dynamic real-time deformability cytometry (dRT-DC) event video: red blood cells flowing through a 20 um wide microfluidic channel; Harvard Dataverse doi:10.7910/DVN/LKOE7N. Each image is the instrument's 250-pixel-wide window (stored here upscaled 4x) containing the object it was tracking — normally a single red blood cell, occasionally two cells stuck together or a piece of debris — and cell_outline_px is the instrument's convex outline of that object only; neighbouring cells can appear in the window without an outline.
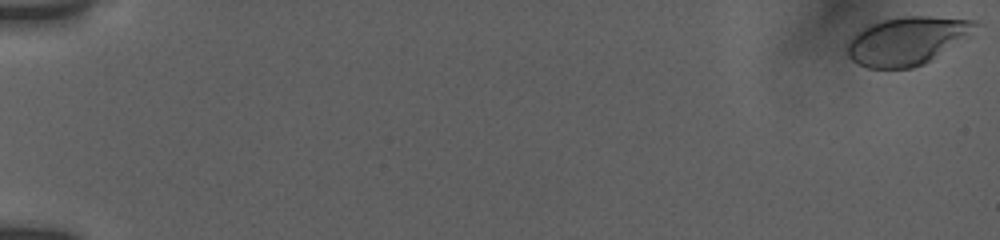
{"species": "human", "species_latin": "Homo sapiens", "temperature_condition": "room temperature", "stored_images_in_passage": 36, "camera_frame_rate_fps": 3000, "um_per_image_px": 0.085, "donor": {"sex": "female"}, "frame": {"image": 1, "passage_image": 1, "time_ms": 0.0, "image_size_px": [1000, 240], "cell_outline_px": [[984, 24], [968, 36], [924, 64], [912, 68], [868, 68], [852, 60], [848, 56], [848, 44], [852, 36], [864, 28], [872, 24], [884, 20], [904, 16], [928, 16], [976, 20]], "centroid_in_image_um": [77.16, 3.46], "position_along_channel_um": 7.8, "area_um2": 35.55}}
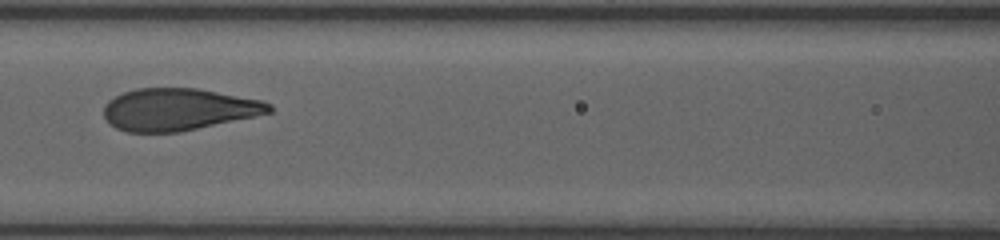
{"frame": {"image": 2, "passage_image": 20, "time_ms": 9.0, "image_size_px": [1000, 240], "cell_outline_px": [[272, 112], [180, 132], [128, 132], [116, 128], [104, 116], [104, 104], [108, 100], [124, 92], [136, 88], [200, 88], [264, 100], [272, 104]], "centroid_in_image_um": [15.19, 9.28], "position_along_channel_um": 151.4, "area_um2": 40.63}}
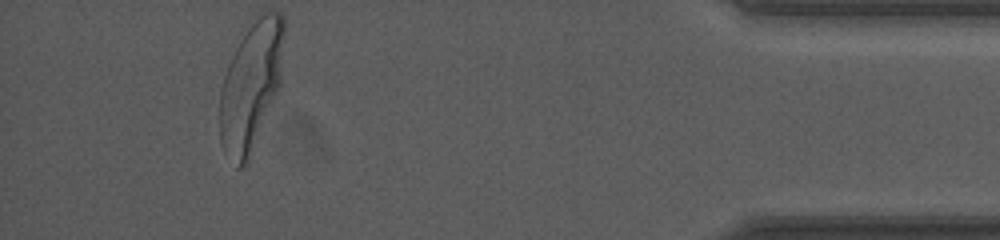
{"frame": {"image": 3, "passage_image": 36, "time_ms": 17.333, "image_size_px": [1000, 240], "cell_outline_px": [[284, 36], [280, 84], [248, 164], [240, 168], [236, 168], [220, 144], [220, 88], [228, 64], [240, 40], [256, 12], [280, 12], [284, 16]], "centroid_in_image_um": [21.33, 7.29], "position_along_channel_um": 413.9, "area_um2": 48.49}, "authors_computed_cell_mechanics": {"area_um2": 41.616, "velocity_mm_per_s": 3.7632, "shape_relaxation_time_tau1_ms": 3.2346, "shape_relaxation_time_tau2_ms": null, "deformation_change_tau1": 0.1629, "deformation_change_tau2": null}}